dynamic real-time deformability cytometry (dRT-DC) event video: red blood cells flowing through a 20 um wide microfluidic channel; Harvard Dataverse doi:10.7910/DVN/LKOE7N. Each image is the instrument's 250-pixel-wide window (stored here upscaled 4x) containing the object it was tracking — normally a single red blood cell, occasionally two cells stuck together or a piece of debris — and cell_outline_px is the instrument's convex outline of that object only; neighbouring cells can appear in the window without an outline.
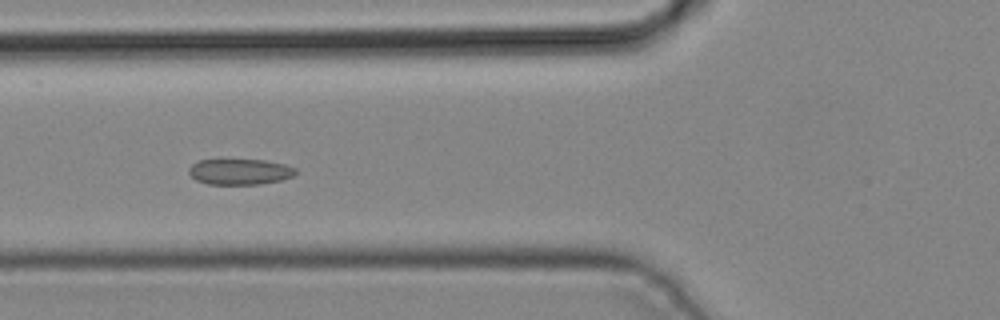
{"species": "common noctule bat (a hibernating species)", "species_latin": "Nyctalus noctula", "temperature_condition": "cold", "stored_images_in_passage": 3, "camera_frame_rate_fps": 3000, "um_per_image_px": 0.085, "animal": {"sex": "male", "body_mass_g": 19.2, "forearm_length_mm": 51.8}, "frame": {"image": 1, "passage_image": 3, "time_ms": 0.667, "image_size_px": [1000, 320], "cell_outline_px": [[296, 172], [292, 176], [280, 180], [260, 184], [208, 184], [196, 180], [188, 172], [188, 168], [192, 164], [200, 160], [220, 156], [264, 160], [284, 164], [296, 168]], "centroid_in_image_um": [20.31, 14.53], "position_along_channel_um": 105.5, "area_um2": 16.82}}